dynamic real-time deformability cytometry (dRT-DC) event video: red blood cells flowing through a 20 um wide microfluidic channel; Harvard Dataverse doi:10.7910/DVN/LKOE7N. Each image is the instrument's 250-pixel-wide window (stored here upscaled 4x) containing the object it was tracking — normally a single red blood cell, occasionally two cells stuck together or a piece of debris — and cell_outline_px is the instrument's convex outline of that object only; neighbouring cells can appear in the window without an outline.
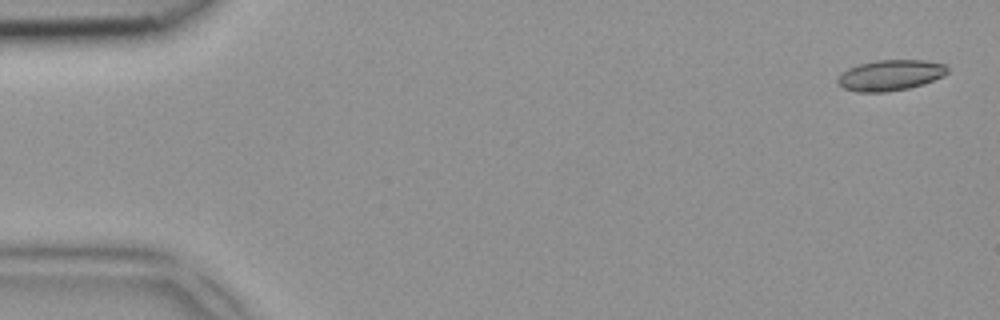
{"species": "common noctule bat (a hibernating species)", "species_latin": "Nyctalus noctula", "temperature_condition": "room temperature", "stored_images_in_passage": 47, "camera_frame_rate_fps": 3000, "um_per_image_px": 0.085, "animal": {"sex": "female", "body_mass_g": 18.4}, "frame": {"image": 1, "passage_image": 1, "time_ms": 0.0, "image_size_px": [1000, 320], "cell_outline_px": [[948, 72], [944, 76], [924, 84], [908, 88], [884, 92], [856, 92], [844, 88], [836, 80], [848, 68], [860, 64], [876, 60], [924, 60], [948, 64]], "centroid_in_image_um": [75.74, 6.39], "position_along_channel_um": 9.3, "area_um2": 19.65}}
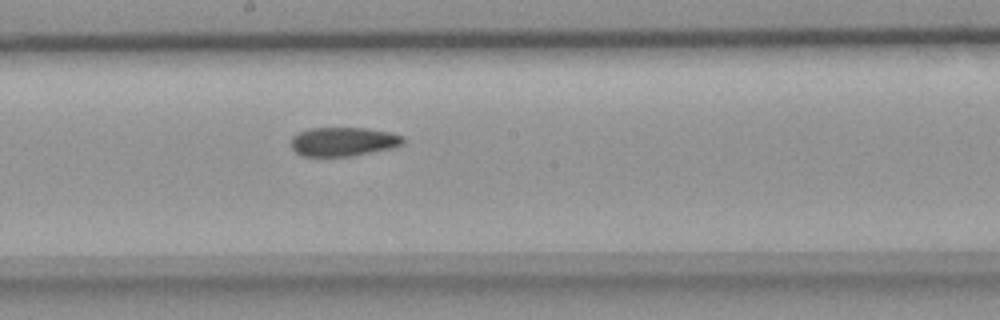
{"frame": {"image": 2, "passage_image": 25, "time_ms": 8.0, "image_size_px": [1000, 320], "cell_outline_px": [[404, 144], [388, 148], [352, 156], [304, 156], [296, 152], [292, 148], [292, 136], [300, 132], [312, 128], [368, 128], [388, 132], [404, 136]], "centroid_in_image_um": [29.18, 12.03], "position_along_channel_um": 219.0, "area_um2": 18.67}}
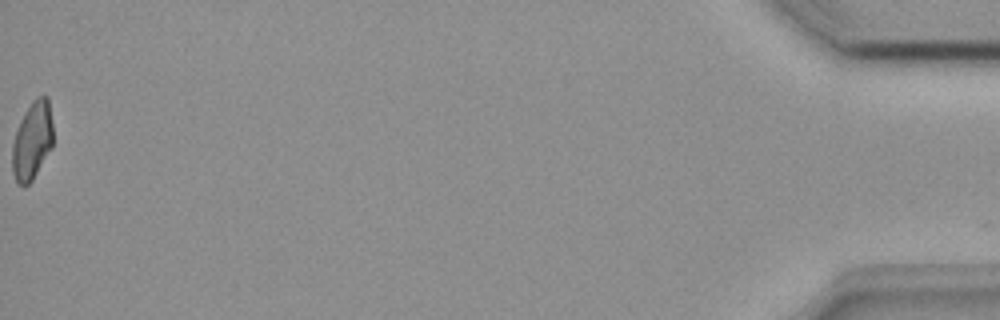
{"frame": {"image": 3, "passage_image": 47, "time_ms": 15.333, "image_size_px": [1000, 320], "cell_outline_px": [[52, 148], [32, 180], [28, 184], [16, 184], [12, 172], [12, 144], [20, 120], [24, 112], [32, 100], [36, 96], [48, 96], [52, 124]], "centroid_in_image_um": [2.73, 11.94], "position_along_channel_um": 432.5, "area_um2": 18.61}}